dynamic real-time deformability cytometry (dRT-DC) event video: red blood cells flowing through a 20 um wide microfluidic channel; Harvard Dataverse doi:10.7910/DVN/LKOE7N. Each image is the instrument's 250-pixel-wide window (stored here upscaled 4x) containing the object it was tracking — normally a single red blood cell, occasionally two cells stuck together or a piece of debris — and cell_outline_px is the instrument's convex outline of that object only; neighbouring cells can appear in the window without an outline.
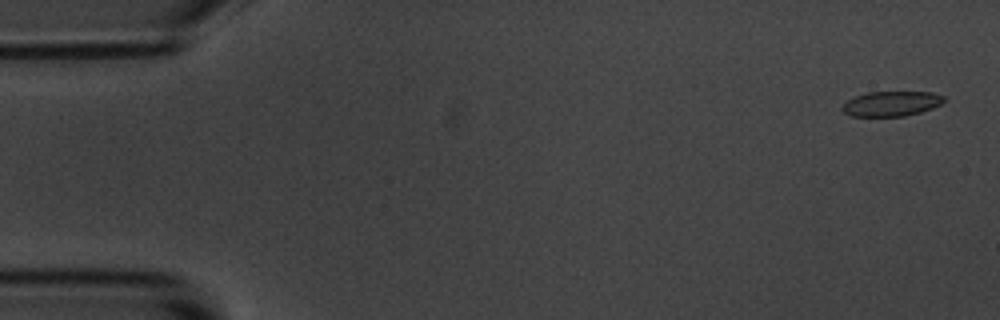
{"species": "common noctule bat (a hibernating species)", "species_latin": "Nyctalus noctula", "temperature_condition": "room temperature", "stored_images_in_passage": 4, "camera_frame_rate_fps": 3000, "um_per_image_px": 0.085, "animal": {"sex": "male", "body_mass_g": 20.1, "forearm_length_mm": 53.5}, "frame": {"image": 1, "passage_image": 1, "time_ms": 0.0, "image_size_px": [1000, 320], "cell_outline_px": [[944, 100], [940, 104], [932, 108], [920, 112], [904, 116], [852, 116], [844, 112], [840, 108], [848, 100], [856, 96], [868, 92], [932, 92], [944, 96]], "centroid_in_image_um": [75.76, 8.81], "position_along_channel_um": 9.2, "area_um2": 14.62}}